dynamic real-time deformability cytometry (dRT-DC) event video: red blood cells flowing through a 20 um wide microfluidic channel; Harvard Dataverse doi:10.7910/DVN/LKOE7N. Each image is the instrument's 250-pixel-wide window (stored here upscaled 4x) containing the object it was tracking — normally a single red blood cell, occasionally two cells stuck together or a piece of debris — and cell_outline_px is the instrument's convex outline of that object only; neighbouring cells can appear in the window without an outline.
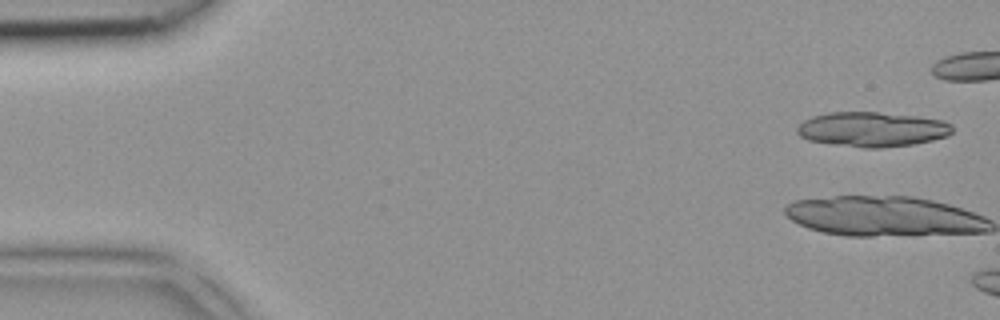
{"species": "common noctule bat (a hibernating species)", "species_latin": "Nyctalus noctula", "temperature_condition": "room temperature", "stored_images_in_passage": 3, "camera_frame_rate_fps": 3000, "um_per_image_px": 0.085, "animal": {"sex": "female", "body_mass_g": 18.4}, "frame": {"image": 1, "passage_image": 1, "time_ms": 0.0, "image_size_px": [1000, 320], "cell_outline_px": [[952, 132], [948, 136], [932, 140], [912, 144], [880, 148], [864, 148], [832, 144], [808, 140], [800, 136], [796, 132], [796, 128], [804, 120], [812, 116], [828, 112], [880, 112], [920, 116], [944, 120], [952, 124]], "centroid_in_image_um": [74.14, 10.98], "position_along_channel_um": 10.9, "area_um2": 31.73}}